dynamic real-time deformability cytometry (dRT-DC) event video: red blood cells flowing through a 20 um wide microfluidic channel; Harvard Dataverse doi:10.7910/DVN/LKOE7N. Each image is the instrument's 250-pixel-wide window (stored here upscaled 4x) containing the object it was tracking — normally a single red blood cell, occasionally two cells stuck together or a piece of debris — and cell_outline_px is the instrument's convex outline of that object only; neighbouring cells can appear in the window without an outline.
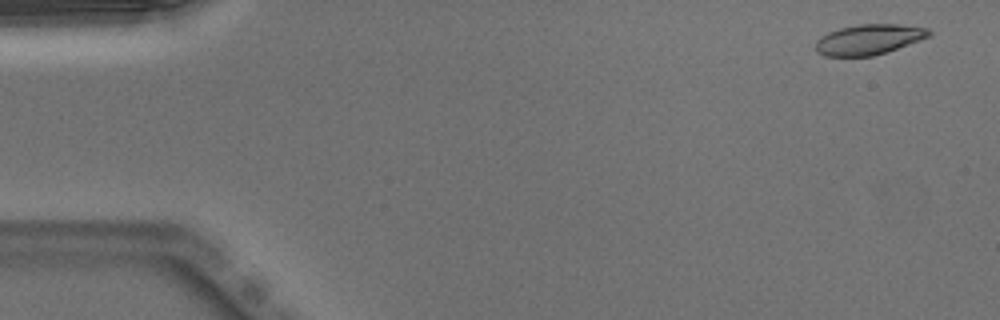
{"species": "Egyptian fruit bat (a non-hibernating species)", "species_latin": "Rousettus aegyptiacus", "temperature_condition": "warm", "stored_images_in_passage": 12, "camera_frame_rate_fps": 3000, "um_per_image_px": 0.085, "animal": {"sex": "male"}, "frame": {"image": 1, "passage_image": 3, "time_ms": 0.667, "image_size_px": [1000, 320], "cell_outline_px": [[932, 36], [872, 56], [824, 56], [816, 52], [816, 40], [820, 36], [828, 32], [840, 28], [856, 24], [900, 24], [928, 28], [932, 32]], "centroid_in_image_um": [73.84, 3.34], "position_along_channel_um": 11.2, "area_um2": 20.06}}